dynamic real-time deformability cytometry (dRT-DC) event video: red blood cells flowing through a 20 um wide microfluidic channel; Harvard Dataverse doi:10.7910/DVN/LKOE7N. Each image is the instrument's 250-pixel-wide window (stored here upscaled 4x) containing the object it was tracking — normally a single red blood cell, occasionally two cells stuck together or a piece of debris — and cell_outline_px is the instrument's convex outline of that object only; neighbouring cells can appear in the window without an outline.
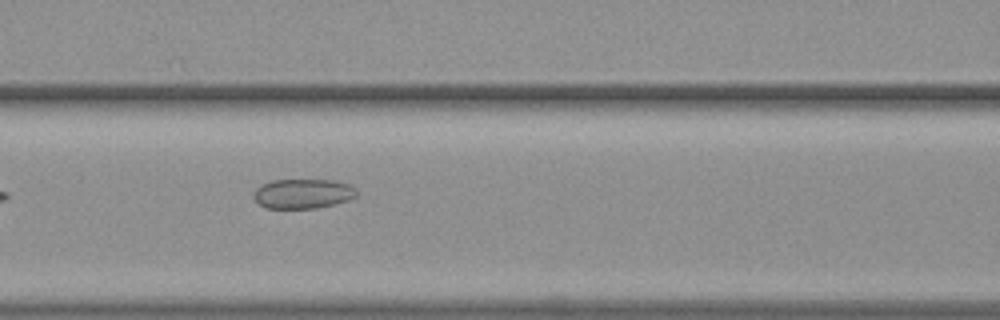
{"species": "common noctule bat (a hibernating species)", "species_latin": "Nyctalus noctula", "temperature_condition": "warm", "stored_images_in_passage": 31, "camera_frame_rate_fps": 3000, "um_per_image_px": 0.085, "animal": {"sex": "female", "body_mass_g": 19.3, "forearm_length_mm": 54.1}, "frame": {"image": 1, "passage_image": 5, "time_ms": 1.333, "image_size_px": [1000, 320], "cell_outline_px": [[356, 196], [348, 200], [336, 204], [316, 208], [264, 208], [252, 196], [256, 188], [272, 180], [336, 180], [348, 184], [356, 188]], "centroid_in_image_um": [25.76, 16.46], "position_along_channel_um": 140.8, "area_um2": 17.8}}
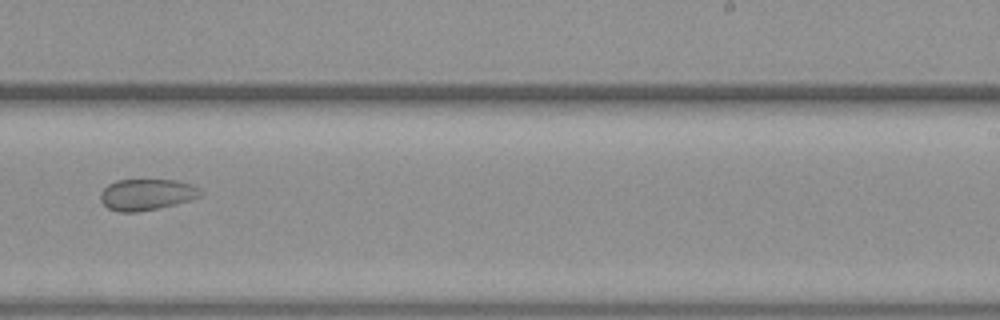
{"frame": {"image": 2, "passage_image": 14, "time_ms": 4.333, "image_size_px": [1000, 320], "cell_outline_px": [[204, 192], [200, 196], [192, 200], [176, 204], [136, 212], [120, 212], [108, 208], [100, 200], [100, 192], [108, 184], [116, 180], [176, 180], [192, 184], [200, 188]], "centroid_in_image_um": [12.49, 16.53], "position_along_channel_um": 276.5, "area_um2": 18.32}}
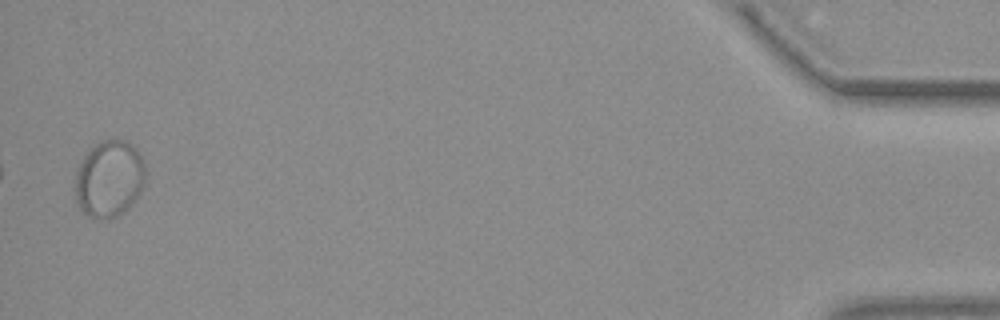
{"frame": {"image": 3, "passage_image": 30, "time_ms": 9.667, "image_size_px": [1000, 320], "cell_outline_px": [[144, 184], [140, 192], [132, 204], [120, 216], [108, 220], [96, 220], [88, 216], [80, 208], [76, 200], [76, 172], [84, 156], [100, 140], [124, 140], [132, 144], [136, 148], [144, 160]], "centroid_in_image_um": [9.3, 15.24], "position_along_channel_um": 425.9, "area_um2": 31.62}}